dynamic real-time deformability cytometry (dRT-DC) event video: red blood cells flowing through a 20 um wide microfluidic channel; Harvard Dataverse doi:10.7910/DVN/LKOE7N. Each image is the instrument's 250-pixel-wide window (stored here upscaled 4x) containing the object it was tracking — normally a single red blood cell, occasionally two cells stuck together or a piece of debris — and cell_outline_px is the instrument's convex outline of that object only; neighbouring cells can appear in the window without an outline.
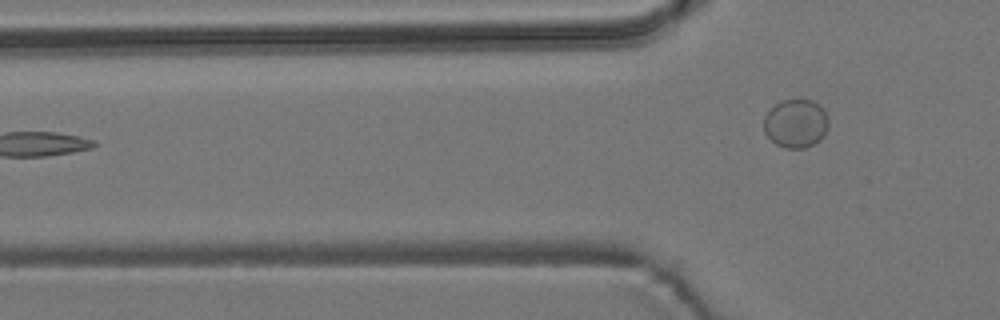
{"species": "common noctule bat (a hibernating species)", "species_latin": "Nyctalus noctula", "temperature_condition": "room temperature", "stored_images_in_passage": 5, "segment_of_instrument_passage": [2, 2], "camera_frame_rate_fps": 3000, "um_per_image_px": 0.085, "animal": {"sex": "male", "body_mass_g": 19.2, "forearm_length_mm": 51.8}, "frame": {"image": 1, "passage_image": 5, "time_ms": 1.333, "image_size_px": [1000, 320], "cell_outline_px": [[828, 128], [824, 136], [820, 140], [804, 148], [784, 148], [776, 144], [764, 132], [764, 116], [780, 100], [792, 96], [812, 100], [824, 112], [828, 120]], "centroid_in_image_um": [67.63, 10.46], "position_along_channel_um": 58.2, "area_um2": 18.55}}